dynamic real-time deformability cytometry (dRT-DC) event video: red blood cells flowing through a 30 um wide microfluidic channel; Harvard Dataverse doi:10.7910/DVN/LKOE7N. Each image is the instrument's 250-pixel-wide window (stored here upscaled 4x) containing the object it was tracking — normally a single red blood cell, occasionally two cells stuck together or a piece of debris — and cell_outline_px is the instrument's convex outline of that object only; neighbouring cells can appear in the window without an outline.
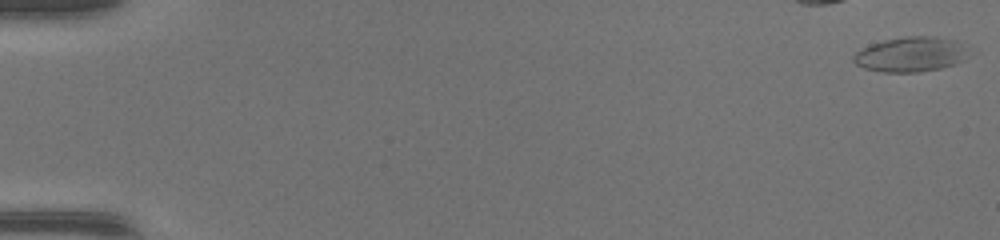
{"species": "common noctule bat (a hibernating species)", "species_latin": "Nyctalus noctula", "temperature_condition": "warm", "stored_images_in_passage": 17, "camera_frame_rate_fps": 3000, "um_per_image_px": 0.085, "animal": {"sex": "female", "body_mass_g": 17.0, "forearm_length_mm": 48.0}, "frame": {"image": 1, "passage_image": 1, "time_ms": 0.0, "image_size_px": [1000, 240], "cell_outline_px": [[972, 52], [964, 60], [940, 68], [916, 72], [884, 72], [864, 68], [856, 64], [852, 60], [852, 56], [856, 52], [872, 44], [884, 40], [904, 36], [936, 36], [956, 40], [968, 44], [972, 48]], "centroid_in_image_um": [77.51, 4.6], "position_along_channel_um": 7.5, "area_um2": 23.81}}